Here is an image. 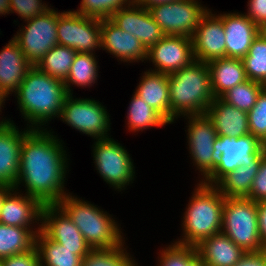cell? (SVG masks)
I'll return each instance as SVG.
<instances>
[{
    "label": "cell",
    "instance_id": "obj_1",
    "mask_svg": "<svg viewBox=\"0 0 266 266\" xmlns=\"http://www.w3.org/2000/svg\"><path fill=\"white\" fill-rule=\"evenodd\" d=\"M30 127L25 130L14 189L23 180L28 196L37 198L43 205L58 204L66 195L63 189L67 167L65 151L51 132H43L38 126Z\"/></svg>",
    "mask_w": 266,
    "mask_h": 266
},
{
    "label": "cell",
    "instance_id": "obj_2",
    "mask_svg": "<svg viewBox=\"0 0 266 266\" xmlns=\"http://www.w3.org/2000/svg\"><path fill=\"white\" fill-rule=\"evenodd\" d=\"M170 123L179 115L205 114L214 100L207 63L194 60L168 75ZM177 116V117H176Z\"/></svg>",
    "mask_w": 266,
    "mask_h": 266
},
{
    "label": "cell",
    "instance_id": "obj_3",
    "mask_svg": "<svg viewBox=\"0 0 266 266\" xmlns=\"http://www.w3.org/2000/svg\"><path fill=\"white\" fill-rule=\"evenodd\" d=\"M14 92L20 112L34 126L44 125L50 118L61 116L64 99L68 95L64 82L40 71L36 66L28 71Z\"/></svg>",
    "mask_w": 266,
    "mask_h": 266
},
{
    "label": "cell",
    "instance_id": "obj_4",
    "mask_svg": "<svg viewBox=\"0 0 266 266\" xmlns=\"http://www.w3.org/2000/svg\"><path fill=\"white\" fill-rule=\"evenodd\" d=\"M213 185L200 182L184 214V238L176 243L197 246L221 232L225 197Z\"/></svg>",
    "mask_w": 266,
    "mask_h": 266
},
{
    "label": "cell",
    "instance_id": "obj_5",
    "mask_svg": "<svg viewBox=\"0 0 266 266\" xmlns=\"http://www.w3.org/2000/svg\"><path fill=\"white\" fill-rule=\"evenodd\" d=\"M57 205L78 227L91 249L114 248L122 245L121 232L115 220L93 204L65 195Z\"/></svg>",
    "mask_w": 266,
    "mask_h": 266
},
{
    "label": "cell",
    "instance_id": "obj_6",
    "mask_svg": "<svg viewBox=\"0 0 266 266\" xmlns=\"http://www.w3.org/2000/svg\"><path fill=\"white\" fill-rule=\"evenodd\" d=\"M221 231L246 253L266 250L261 242L258 205L248 198L225 197Z\"/></svg>",
    "mask_w": 266,
    "mask_h": 266
},
{
    "label": "cell",
    "instance_id": "obj_7",
    "mask_svg": "<svg viewBox=\"0 0 266 266\" xmlns=\"http://www.w3.org/2000/svg\"><path fill=\"white\" fill-rule=\"evenodd\" d=\"M215 170L205 184H217L225 175L246 161H261L266 155V144L252 134L240 137L217 136L214 142ZM208 182V183H207Z\"/></svg>",
    "mask_w": 266,
    "mask_h": 266
},
{
    "label": "cell",
    "instance_id": "obj_8",
    "mask_svg": "<svg viewBox=\"0 0 266 266\" xmlns=\"http://www.w3.org/2000/svg\"><path fill=\"white\" fill-rule=\"evenodd\" d=\"M58 17L57 11L49 9L46 13L28 20V25L13 37L25 58L33 66H36L42 57L58 44Z\"/></svg>",
    "mask_w": 266,
    "mask_h": 266
},
{
    "label": "cell",
    "instance_id": "obj_9",
    "mask_svg": "<svg viewBox=\"0 0 266 266\" xmlns=\"http://www.w3.org/2000/svg\"><path fill=\"white\" fill-rule=\"evenodd\" d=\"M148 10L165 35H182L190 38L208 11L195 0L167 2Z\"/></svg>",
    "mask_w": 266,
    "mask_h": 266
},
{
    "label": "cell",
    "instance_id": "obj_10",
    "mask_svg": "<svg viewBox=\"0 0 266 266\" xmlns=\"http://www.w3.org/2000/svg\"><path fill=\"white\" fill-rule=\"evenodd\" d=\"M57 32L58 44L77 53H92L101 47V20L75 11L59 13Z\"/></svg>",
    "mask_w": 266,
    "mask_h": 266
},
{
    "label": "cell",
    "instance_id": "obj_11",
    "mask_svg": "<svg viewBox=\"0 0 266 266\" xmlns=\"http://www.w3.org/2000/svg\"><path fill=\"white\" fill-rule=\"evenodd\" d=\"M94 145L95 165L106 183L116 189L129 184L135 172L127 151L109 137L98 139Z\"/></svg>",
    "mask_w": 266,
    "mask_h": 266
},
{
    "label": "cell",
    "instance_id": "obj_12",
    "mask_svg": "<svg viewBox=\"0 0 266 266\" xmlns=\"http://www.w3.org/2000/svg\"><path fill=\"white\" fill-rule=\"evenodd\" d=\"M60 117L63 122L94 138L108 137L109 115L106 109L95 100L80 98L74 100L72 94H68L64 99Z\"/></svg>",
    "mask_w": 266,
    "mask_h": 266
},
{
    "label": "cell",
    "instance_id": "obj_13",
    "mask_svg": "<svg viewBox=\"0 0 266 266\" xmlns=\"http://www.w3.org/2000/svg\"><path fill=\"white\" fill-rule=\"evenodd\" d=\"M41 219L44 222H41L40 231L47 238L59 243L64 248L75 250V254L82 258L90 252L91 247L85 241L78 227L57 204H44Z\"/></svg>",
    "mask_w": 266,
    "mask_h": 266
},
{
    "label": "cell",
    "instance_id": "obj_14",
    "mask_svg": "<svg viewBox=\"0 0 266 266\" xmlns=\"http://www.w3.org/2000/svg\"><path fill=\"white\" fill-rule=\"evenodd\" d=\"M152 60L153 72L172 74L189 66L194 60L192 38L182 35H165L147 50V59Z\"/></svg>",
    "mask_w": 266,
    "mask_h": 266
},
{
    "label": "cell",
    "instance_id": "obj_15",
    "mask_svg": "<svg viewBox=\"0 0 266 266\" xmlns=\"http://www.w3.org/2000/svg\"><path fill=\"white\" fill-rule=\"evenodd\" d=\"M189 150L194 163L207 179L215 170L217 161L214 159V142L217 132L206 114L188 117Z\"/></svg>",
    "mask_w": 266,
    "mask_h": 266
},
{
    "label": "cell",
    "instance_id": "obj_16",
    "mask_svg": "<svg viewBox=\"0 0 266 266\" xmlns=\"http://www.w3.org/2000/svg\"><path fill=\"white\" fill-rule=\"evenodd\" d=\"M210 13L207 11L202 17L192 37L194 58L204 63L226 57L222 19Z\"/></svg>",
    "mask_w": 266,
    "mask_h": 266
},
{
    "label": "cell",
    "instance_id": "obj_17",
    "mask_svg": "<svg viewBox=\"0 0 266 266\" xmlns=\"http://www.w3.org/2000/svg\"><path fill=\"white\" fill-rule=\"evenodd\" d=\"M109 19L121 30L140 40L147 50L165 36L149 10L134 2L113 13Z\"/></svg>",
    "mask_w": 266,
    "mask_h": 266
},
{
    "label": "cell",
    "instance_id": "obj_18",
    "mask_svg": "<svg viewBox=\"0 0 266 266\" xmlns=\"http://www.w3.org/2000/svg\"><path fill=\"white\" fill-rule=\"evenodd\" d=\"M13 124L9 120L0 122V184L15 187L25 131L19 133Z\"/></svg>",
    "mask_w": 266,
    "mask_h": 266
},
{
    "label": "cell",
    "instance_id": "obj_19",
    "mask_svg": "<svg viewBox=\"0 0 266 266\" xmlns=\"http://www.w3.org/2000/svg\"><path fill=\"white\" fill-rule=\"evenodd\" d=\"M219 17L225 31L226 57L243 59L258 36L259 27L247 14L228 13Z\"/></svg>",
    "mask_w": 266,
    "mask_h": 266
},
{
    "label": "cell",
    "instance_id": "obj_20",
    "mask_svg": "<svg viewBox=\"0 0 266 266\" xmlns=\"http://www.w3.org/2000/svg\"><path fill=\"white\" fill-rule=\"evenodd\" d=\"M101 46L121 61L131 62L147 58V49L141 41L121 30L110 19L101 20Z\"/></svg>",
    "mask_w": 266,
    "mask_h": 266
},
{
    "label": "cell",
    "instance_id": "obj_21",
    "mask_svg": "<svg viewBox=\"0 0 266 266\" xmlns=\"http://www.w3.org/2000/svg\"><path fill=\"white\" fill-rule=\"evenodd\" d=\"M33 65L14 39L0 52V93L6 98L16 91Z\"/></svg>",
    "mask_w": 266,
    "mask_h": 266
},
{
    "label": "cell",
    "instance_id": "obj_22",
    "mask_svg": "<svg viewBox=\"0 0 266 266\" xmlns=\"http://www.w3.org/2000/svg\"><path fill=\"white\" fill-rule=\"evenodd\" d=\"M205 114L212 121L217 136L240 137L249 132L248 113L221 98H214Z\"/></svg>",
    "mask_w": 266,
    "mask_h": 266
},
{
    "label": "cell",
    "instance_id": "obj_23",
    "mask_svg": "<svg viewBox=\"0 0 266 266\" xmlns=\"http://www.w3.org/2000/svg\"><path fill=\"white\" fill-rule=\"evenodd\" d=\"M195 248L197 256L206 266H235L246 255L222 232L204 239Z\"/></svg>",
    "mask_w": 266,
    "mask_h": 266
},
{
    "label": "cell",
    "instance_id": "obj_24",
    "mask_svg": "<svg viewBox=\"0 0 266 266\" xmlns=\"http://www.w3.org/2000/svg\"><path fill=\"white\" fill-rule=\"evenodd\" d=\"M11 192L5 197L0 211V223L28 228L33 218L39 221L43 204L32 196L14 195Z\"/></svg>",
    "mask_w": 266,
    "mask_h": 266
},
{
    "label": "cell",
    "instance_id": "obj_25",
    "mask_svg": "<svg viewBox=\"0 0 266 266\" xmlns=\"http://www.w3.org/2000/svg\"><path fill=\"white\" fill-rule=\"evenodd\" d=\"M136 93L143 101L170 123V98L168 75L164 73L145 72Z\"/></svg>",
    "mask_w": 266,
    "mask_h": 266
},
{
    "label": "cell",
    "instance_id": "obj_26",
    "mask_svg": "<svg viewBox=\"0 0 266 266\" xmlns=\"http://www.w3.org/2000/svg\"><path fill=\"white\" fill-rule=\"evenodd\" d=\"M211 88L214 98L248 80L242 59L223 57L209 61Z\"/></svg>",
    "mask_w": 266,
    "mask_h": 266
},
{
    "label": "cell",
    "instance_id": "obj_27",
    "mask_svg": "<svg viewBox=\"0 0 266 266\" xmlns=\"http://www.w3.org/2000/svg\"><path fill=\"white\" fill-rule=\"evenodd\" d=\"M260 162L241 163L237 169L225 175L215 186L224 197L246 198L250 193Z\"/></svg>",
    "mask_w": 266,
    "mask_h": 266
},
{
    "label": "cell",
    "instance_id": "obj_28",
    "mask_svg": "<svg viewBox=\"0 0 266 266\" xmlns=\"http://www.w3.org/2000/svg\"><path fill=\"white\" fill-rule=\"evenodd\" d=\"M35 248L40 266H43V263L46 266H82L83 258L76 255L75 250L64 248L59 243L47 238L41 231L35 236Z\"/></svg>",
    "mask_w": 266,
    "mask_h": 266
},
{
    "label": "cell",
    "instance_id": "obj_29",
    "mask_svg": "<svg viewBox=\"0 0 266 266\" xmlns=\"http://www.w3.org/2000/svg\"><path fill=\"white\" fill-rule=\"evenodd\" d=\"M40 229L38 228V232H34L30 228L0 223V259L26 253L33 249L35 247V236Z\"/></svg>",
    "mask_w": 266,
    "mask_h": 266
},
{
    "label": "cell",
    "instance_id": "obj_30",
    "mask_svg": "<svg viewBox=\"0 0 266 266\" xmlns=\"http://www.w3.org/2000/svg\"><path fill=\"white\" fill-rule=\"evenodd\" d=\"M76 54L75 50L57 44L42 57L36 67L51 77L65 82Z\"/></svg>",
    "mask_w": 266,
    "mask_h": 266
},
{
    "label": "cell",
    "instance_id": "obj_31",
    "mask_svg": "<svg viewBox=\"0 0 266 266\" xmlns=\"http://www.w3.org/2000/svg\"><path fill=\"white\" fill-rule=\"evenodd\" d=\"M93 53H77L64 84L68 94H71L70 84L86 87L97 79V61Z\"/></svg>",
    "mask_w": 266,
    "mask_h": 266
},
{
    "label": "cell",
    "instance_id": "obj_32",
    "mask_svg": "<svg viewBox=\"0 0 266 266\" xmlns=\"http://www.w3.org/2000/svg\"><path fill=\"white\" fill-rule=\"evenodd\" d=\"M128 127L132 131L147 129L152 126H163L168 122L136 93L132 97L128 110Z\"/></svg>",
    "mask_w": 266,
    "mask_h": 266
},
{
    "label": "cell",
    "instance_id": "obj_33",
    "mask_svg": "<svg viewBox=\"0 0 266 266\" xmlns=\"http://www.w3.org/2000/svg\"><path fill=\"white\" fill-rule=\"evenodd\" d=\"M246 76L266 86V40L258 34L242 59Z\"/></svg>",
    "mask_w": 266,
    "mask_h": 266
},
{
    "label": "cell",
    "instance_id": "obj_34",
    "mask_svg": "<svg viewBox=\"0 0 266 266\" xmlns=\"http://www.w3.org/2000/svg\"><path fill=\"white\" fill-rule=\"evenodd\" d=\"M265 87V85L259 82L248 79L228 90L220 98L228 104L248 113Z\"/></svg>",
    "mask_w": 266,
    "mask_h": 266
},
{
    "label": "cell",
    "instance_id": "obj_35",
    "mask_svg": "<svg viewBox=\"0 0 266 266\" xmlns=\"http://www.w3.org/2000/svg\"><path fill=\"white\" fill-rule=\"evenodd\" d=\"M122 246L91 249L83 258L82 266H135Z\"/></svg>",
    "mask_w": 266,
    "mask_h": 266
},
{
    "label": "cell",
    "instance_id": "obj_36",
    "mask_svg": "<svg viewBox=\"0 0 266 266\" xmlns=\"http://www.w3.org/2000/svg\"><path fill=\"white\" fill-rule=\"evenodd\" d=\"M133 4L134 0H82L80 10L75 12L98 20L109 19L113 13L125 8L123 4ZM124 6V7H123Z\"/></svg>",
    "mask_w": 266,
    "mask_h": 266
},
{
    "label": "cell",
    "instance_id": "obj_37",
    "mask_svg": "<svg viewBox=\"0 0 266 266\" xmlns=\"http://www.w3.org/2000/svg\"><path fill=\"white\" fill-rule=\"evenodd\" d=\"M249 132L266 144V87L259 94L255 105L248 112Z\"/></svg>",
    "mask_w": 266,
    "mask_h": 266
},
{
    "label": "cell",
    "instance_id": "obj_38",
    "mask_svg": "<svg viewBox=\"0 0 266 266\" xmlns=\"http://www.w3.org/2000/svg\"><path fill=\"white\" fill-rule=\"evenodd\" d=\"M196 256L194 246L175 243L162 251L160 266H187Z\"/></svg>",
    "mask_w": 266,
    "mask_h": 266
},
{
    "label": "cell",
    "instance_id": "obj_39",
    "mask_svg": "<svg viewBox=\"0 0 266 266\" xmlns=\"http://www.w3.org/2000/svg\"><path fill=\"white\" fill-rule=\"evenodd\" d=\"M41 0H10V12L14 11L19 16L31 20L36 16L46 13L49 9L47 5L40 2Z\"/></svg>",
    "mask_w": 266,
    "mask_h": 266
},
{
    "label": "cell",
    "instance_id": "obj_40",
    "mask_svg": "<svg viewBox=\"0 0 266 266\" xmlns=\"http://www.w3.org/2000/svg\"><path fill=\"white\" fill-rule=\"evenodd\" d=\"M246 198L256 203L266 201V155L261 159L250 193Z\"/></svg>",
    "mask_w": 266,
    "mask_h": 266
},
{
    "label": "cell",
    "instance_id": "obj_41",
    "mask_svg": "<svg viewBox=\"0 0 266 266\" xmlns=\"http://www.w3.org/2000/svg\"><path fill=\"white\" fill-rule=\"evenodd\" d=\"M0 263L2 266H40L35 247L26 253L2 258L0 259Z\"/></svg>",
    "mask_w": 266,
    "mask_h": 266
},
{
    "label": "cell",
    "instance_id": "obj_42",
    "mask_svg": "<svg viewBox=\"0 0 266 266\" xmlns=\"http://www.w3.org/2000/svg\"><path fill=\"white\" fill-rule=\"evenodd\" d=\"M248 17L260 27L263 23H266V0H250Z\"/></svg>",
    "mask_w": 266,
    "mask_h": 266
},
{
    "label": "cell",
    "instance_id": "obj_43",
    "mask_svg": "<svg viewBox=\"0 0 266 266\" xmlns=\"http://www.w3.org/2000/svg\"><path fill=\"white\" fill-rule=\"evenodd\" d=\"M235 266H266V250L246 255Z\"/></svg>",
    "mask_w": 266,
    "mask_h": 266
},
{
    "label": "cell",
    "instance_id": "obj_44",
    "mask_svg": "<svg viewBox=\"0 0 266 266\" xmlns=\"http://www.w3.org/2000/svg\"><path fill=\"white\" fill-rule=\"evenodd\" d=\"M258 225L261 242L266 248V201L258 202Z\"/></svg>",
    "mask_w": 266,
    "mask_h": 266
},
{
    "label": "cell",
    "instance_id": "obj_45",
    "mask_svg": "<svg viewBox=\"0 0 266 266\" xmlns=\"http://www.w3.org/2000/svg\"><path fill=\"white\" fill-rule=\"evenodd\" d=\"M178 0H134L135 5L144 7L145 9H150L151 7L158 4H165L167 2H173Z\"/></svg>",
    "mask_w": 266,
    "mask_h": 266
},
{
    "label": "cell",
    "instance_id": "obj_46",
    "mask_svg": "<svg viewBox=\"0 0 266 266\" xmlns=\"http://www.w3.org/2000/svg\"><path fill=\"white\" fill-rule=\"evenodd\" d=\"M14 187L12 186H8V185H4V184H0V211L2 208V204L3 201L5 199V197L11 192L14 191Z\"/></svg>",
    "mask_w": 266,
    "mask_h": 266
},
{
    "label": "cell",
    "instance_id": "obj_47",
    "mask_svg": "<svg viewBox=\"0 0 266 266\" xmlns=\"http://www.w3.org/2000/svg\"><path fill=\"white\" fill-rule=\"evenodd\" d=\"M10 11V0H0V14H9Z\"/></svg>",
    "mask_w": 266,
    "mask_h": 266
},
{
    "label": "cell",
    "instance_id": "obj_48",
    "mask_svg": "<svg viewBox=\"0 0 266 266\" xmlns=\"http://www.w3.org/2000/svg\"><path fill=\"white\" fill-rule=\"evenodd\" d=\"M187 266H206V265L198 256H196Z\"/></svg>",
    "mask_w": 266,
    "mask_h": 266
},
{
    "label": "cell",
    "instance_id": "obj_49",
    "mask_svg": "<svg viewBox=\"0 0 266 266\" xmlns=\"http://www.w3.org/2000/svg\"><path fill=\"white\" fill-rule=\"evenodd\" d=\"M259 34L266 40V23L259 27Z\"/></svg>",
    "mask_w": 266,
    "mask_h": 266
},
{
    "label": "cell",
    "instance_id": "obj_50",
    "mask_svg": "<svg viewBox=\"0 0 266 266\" xmlns=\"http://www.w3.org/2000/svg\"><path fill=\"white\" fill-rule=\"evenodd\" d=\"M5 97L0 93V107L2 106L3 104V101H5L4 99ZM1 109V108H0ZM1 111V110H0Z\"/></svg>",
    "mask_w": 266,
    "mask_h": 266
}]
</instances>
